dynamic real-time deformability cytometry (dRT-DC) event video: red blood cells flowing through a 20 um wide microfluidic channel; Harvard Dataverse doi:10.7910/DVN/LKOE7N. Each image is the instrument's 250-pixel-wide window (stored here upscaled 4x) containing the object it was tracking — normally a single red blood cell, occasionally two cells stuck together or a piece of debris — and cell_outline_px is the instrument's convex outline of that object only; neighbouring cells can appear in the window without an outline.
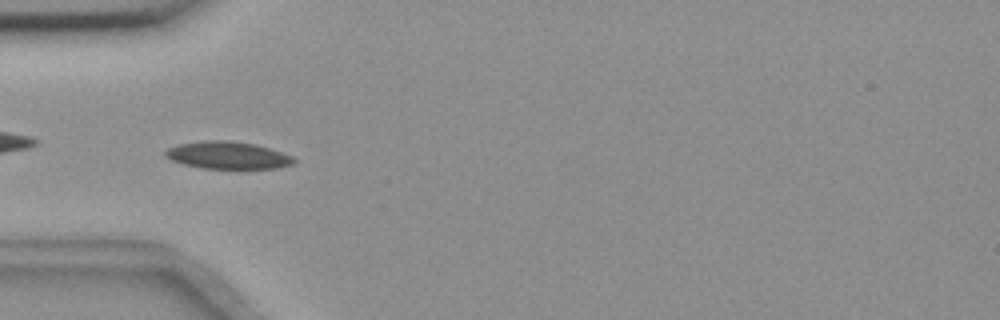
{"species": "common noctule bat (a hibernating species)", "species_latin": "Nyctalus noctula", "temperature_condition": "room temperature", "stored_images_in_passage": 55, "camera_frame_rate_fps": 3000, "um_per_image_px": 0.085, "animal": {"sex": "female", "body_mass_g": 18.4}, "frame": {"image": 1, "passage_image": 17, "time_ms": 5.333, "image_size_px": [1000, 320], "cell_outline_px": [[296, 160], [292, 164], [276, 168], [204, 168], [184, 164], [172, 160], [164, 156], [164, 152], [168, 148], [176, 144], [204, 140], [232, 140], [256, 144], [292, 156]], "centroid_in_image_um": [19.32, 13.18], "position_along_channel_um": 65.7, "area_um2": 20.4}}
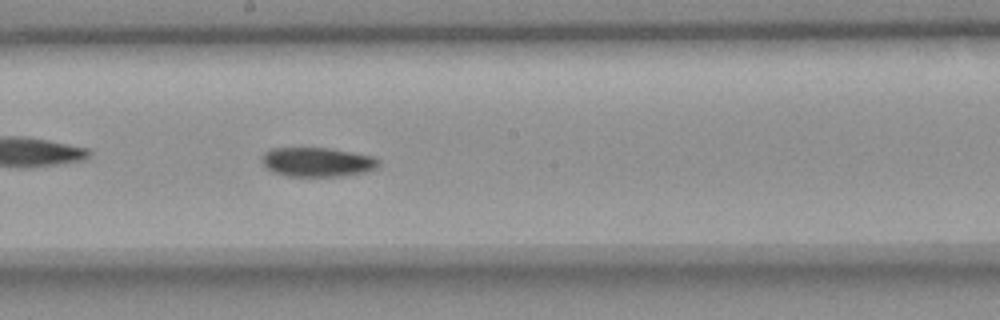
{"frame": {"image": 2, "passage_image": 30, "time_ms": 9.667, "image_size_px": [1000, 320], "cell_outline_px": [[380, 164], [376, 168], [364, 172], [340, 176], [288, 176], [272, 172], [260, 160], [264, 152], [272, 148], [328, 148], [352, 152], [372, 156], [380, 160]], "centroid_in_image_um": [26.96, 13.77], "position_along_channel_um": 221.2, "area_um2": 19.88}}
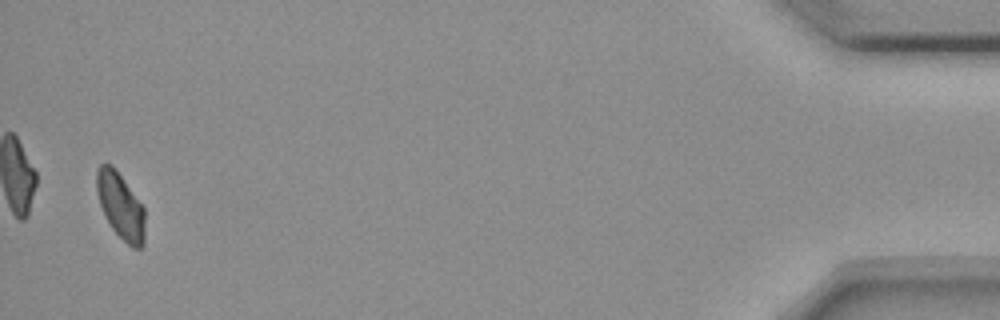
{"frame": {"image": 3, "passage_image": 54, "time_ms": 17.667, "image_size_px": [1000, 320], "cell_outline_px": [[144, 248], [132, 248], [112, 228], [104, 216], [100, 204], [96, 188], [96, 172], [100, 164], [112, 164], [144, 208]], "centroid_in_image_um": [10.24, 17.51], "position_along_channel_um": 425.0, "area_um2": 18.38}, "authors_computed_cell_mechanics": {"area_um2": 19.7098, "velocity_mm_per_s": 3.6212, "shape_relaxation_time_tau1_ms": 9.2943, "shape_relaxation_time_tau2_ms": null, "deformation_change_tau1": 0.1285, "deformation_change_tau2": null}}